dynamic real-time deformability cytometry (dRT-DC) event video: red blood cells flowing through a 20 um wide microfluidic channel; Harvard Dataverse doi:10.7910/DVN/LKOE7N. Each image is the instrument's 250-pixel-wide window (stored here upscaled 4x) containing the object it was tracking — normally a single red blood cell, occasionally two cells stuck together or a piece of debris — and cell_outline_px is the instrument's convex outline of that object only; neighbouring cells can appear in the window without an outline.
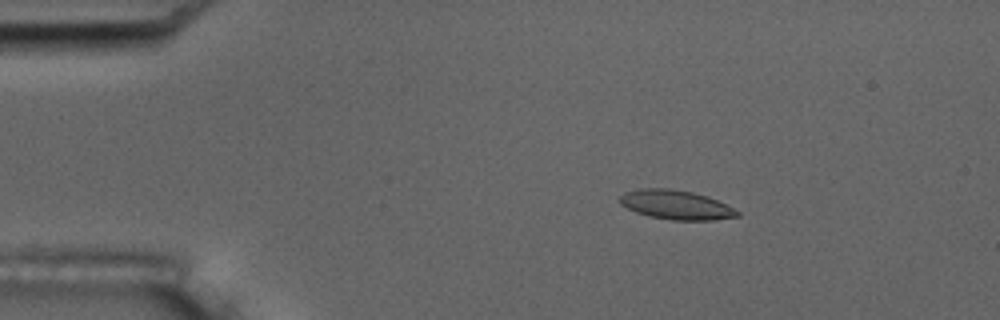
{"species": "common noctule bat (a hibernating species)", "species_latin": "Nyctalus noctula", "temperature_condition": "room temperature", "stored_images_in_passage": 5, "camera_frame_rate_fps": 3000, "um_per_image_px": 0.085, "animal": {"sex": "male", "body_mass_g": 17.5, "forearm_length_mm": 52.3}, "frame": {"image": 1, "passage_image": 3, "time_ms": 2.333, "image_size_px": [1000, 320], "cell_outline_px": [[740, 216], [712, 220], [672, 220], [648, 216], [636, 212], [620, 204], [620, 196], [624, 192], [636, 188], [668, 188], [692, 192], [708, 196], [740, 212]], "centroid_in_image_um": [57.43, 17.4], "position_along_channel_um": 27.6, "area_um2": 20.0}}